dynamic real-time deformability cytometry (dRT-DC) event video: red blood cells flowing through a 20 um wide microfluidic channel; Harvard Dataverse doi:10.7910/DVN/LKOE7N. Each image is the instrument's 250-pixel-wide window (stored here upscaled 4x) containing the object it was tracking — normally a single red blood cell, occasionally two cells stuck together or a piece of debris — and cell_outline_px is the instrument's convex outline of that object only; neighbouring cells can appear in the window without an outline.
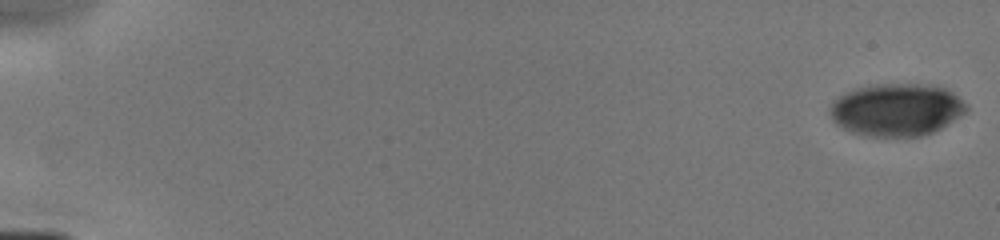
{"species": "human", "species_latin": "Homo sapiens", "temperature_condition": "cold", "stored_images_in_passage": 72, "camera_frame_rate_fps": 3000, "um_per_image_px": 0.085, "donor": {"sex": "male"}, "frame": {"image": 1, "passage_image": 1, "time_ms": 0.0, "image_size_px": [1000, 240], "cell_outline_px": [[968, 108], [960, 116], [940, 128], [932, 132], [920, 136], [864, 136], [852, 132], [836, 124], [832, 120], [828, 112], [828, 108], [844, 92], [856, 88], [872, 84], [928, 84], [944, 88], [952, 92], [968, 104]], "centroid_in_image_um": [76.18, 9.32], "position_along_channel_um": 8.8, "area_um2": 41.79}}
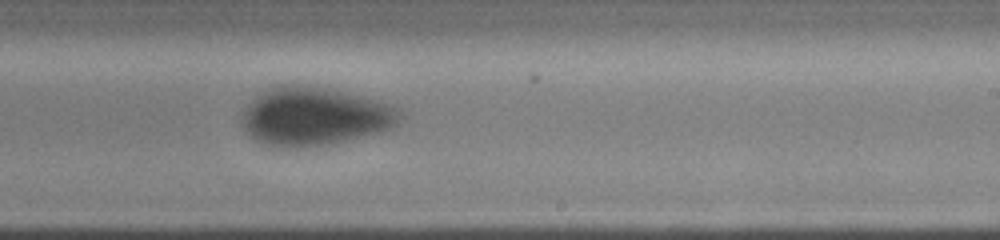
{"frame": {"image": 2, "passage_image": 44, "time_ms": 10.333, "image_size_px": [1000, 240], "cell_outline_px": [[400, 116], [396, 124], [388, 128], [376, 132], [340, 140], [320, 144], [268, 144], [256, 140], [248, 132], [240, 120], [240, 116], [244, 108], [260, 92], [268, 88], [280, 84], [296, 84], [324, 88], [364, 96], [392, 104], [400, 108]], "centroid_in_image_um": [26.71, 9.8], "position_along_channel_um": 262.3, "area_um2": 51.96}}
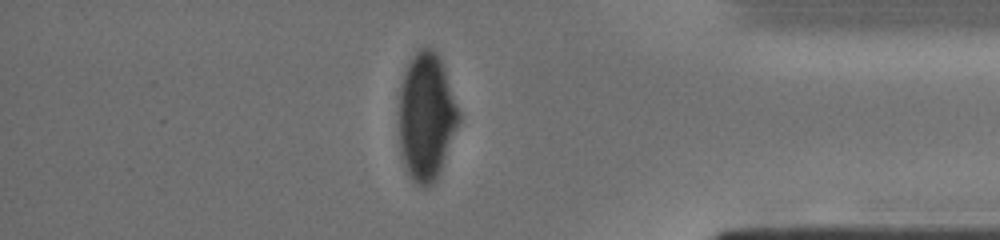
{"frame": {"image": 3, "passage_image": 63, "time_ms": 14.0, "image_size_px": [1000, 240], "cell_outline_px": [[460, 120], [436, 180], [432, 184], [416, 184], [412, 180], [404, 164], [400, 152], [400, 84], [404, 72], [408, 64], [416, 52], [420, 48], [432, 48], [436, 52], [444, 68], [460, 112]], "centroid_in_image_um": [36.24, 9.9], "position_along_channel_um": 399.0, "area_um2": 43.81}}